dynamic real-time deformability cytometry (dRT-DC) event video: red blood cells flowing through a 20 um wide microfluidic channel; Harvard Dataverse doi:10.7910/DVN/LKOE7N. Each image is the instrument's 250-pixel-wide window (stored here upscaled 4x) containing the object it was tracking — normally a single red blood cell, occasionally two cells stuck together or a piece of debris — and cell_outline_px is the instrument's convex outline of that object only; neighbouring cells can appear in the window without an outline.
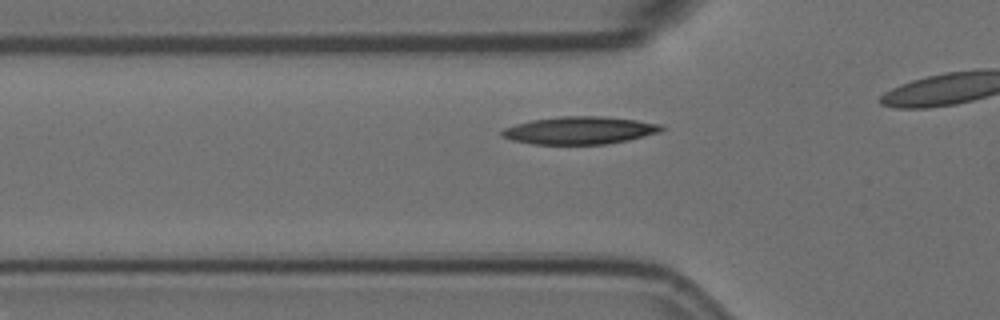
{"species": "Egyptian fruit bat (a non-hibernating species)", "species_latin": "Rousettus aegyptiacus", "temperature_condition": "room temperature", "stored_images_in_passage": 15, "camera_frame_rate_fps": 3000, "um_per_image_px": 0.085, "animal": {"sex": "female"}, "frame": {"image": 1, "passage_image": 9, "time_ms": 2.667, "image_size_px": [1000, 320], "cell_outline_px": [[664, 128], [660, 132], [628, 140], [604, 144], [532, 144], [512, 140], [500, 136], [500, 132], [504, 128], [516, 124], [532, 120], [560, 116], [604, 116], [636, 120], [664, 124]], "centroid_in_image_um": [49.28, 11.08], "position_along_channel_um": 76.5, "area_um2": 25.72}}
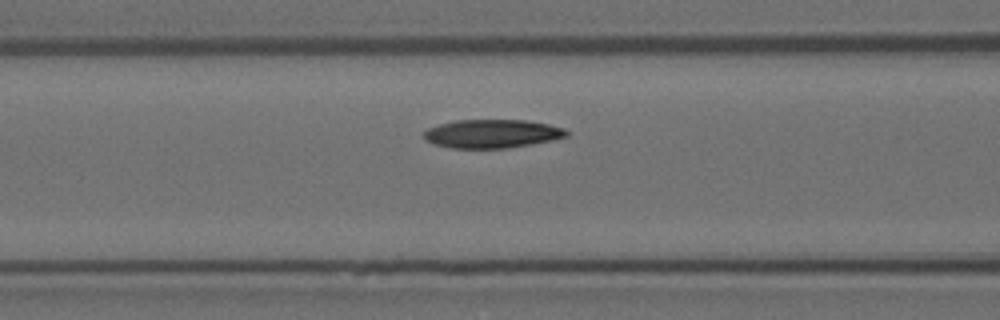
{"frame": {"image": 2, "passage_image": 13, "time_ms": 4.0, "image_size_px": [1000, 320], "cell_outline_px": [[568, 136], [508, 148], [452, 148], [432, 144], [424, 140], [424, 132], [428, 128], [440, 124], [456, 120], [524, 120], [548, 124], [564, 128], [568, 132]], "centroid_in_image_um": [41.77, 11.36], "position_along_channel_um": 124.8, "area_um2": 23.52}}